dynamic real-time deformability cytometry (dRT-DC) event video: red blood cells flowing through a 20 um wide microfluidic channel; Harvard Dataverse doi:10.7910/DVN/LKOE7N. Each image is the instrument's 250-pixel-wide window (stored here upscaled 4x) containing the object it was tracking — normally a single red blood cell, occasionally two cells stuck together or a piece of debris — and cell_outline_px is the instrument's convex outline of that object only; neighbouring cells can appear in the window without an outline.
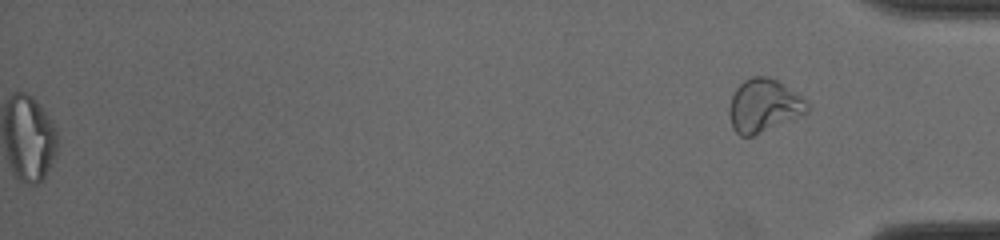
{"species": "common noctule bat (a hibernating species)", "species_latin": "Nyctalus noctula", "temperature_condition": "cold", "stored_images_in_passage": 50, "segment_of_instrument_passage": [2, 2], "camera_frame_rate_fps": 3000, "um_per_image_px": 0.085, "animal": {"sex": "male", "body_mass_g": 19.0, "forearm_length_mm": 50.8}, "frame": {"image": 1, "passage_image": 50, "time_ms": 16.333, "image_size_px": [1000, 240], "cell_outline_px": [[808, 112], [752, 136], [740, 136], [732, 128], [728, 112], [728, 108], [732, 96], [736, 88], [744, 80], [752, 76], [768, 76], [776, 80], [808, 100]], "centroid_in_image_um": [64.9, 8.97], "position_along_channel_um": 370.3, "area_um2": 23.99}}